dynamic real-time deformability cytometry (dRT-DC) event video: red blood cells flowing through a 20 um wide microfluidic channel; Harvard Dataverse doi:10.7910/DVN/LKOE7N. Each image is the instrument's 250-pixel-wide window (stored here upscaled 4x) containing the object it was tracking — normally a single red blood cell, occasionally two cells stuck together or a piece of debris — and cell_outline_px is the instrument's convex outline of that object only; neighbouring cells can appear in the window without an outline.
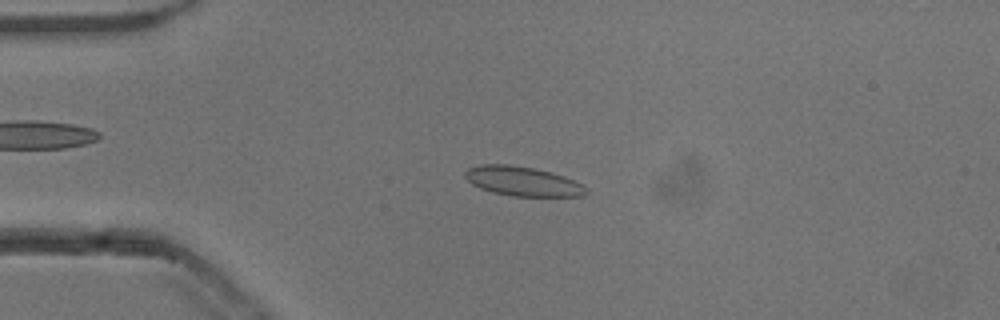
{"species": "common noctule bat (a hibernating species)", "species_latin": "Nyctalus noctula", "temperature_condition": "cold", "stored_images_in_passage": 53, "camera_frame_rate_fps": 3000, "um_per_image_px": 0.085, "animal": {"sex": "male", "body_mass_g": 13.3}, "frame": {"image": 1, "passage_image": 12, "time_ms": 3.667, "image_size_px": [1000, 320], "cell_outline_px": [[588, 192], [584, 196], [512, 196], [492, 192], [480, 188], [472, 184], [464, 176], [464, 172], [468, 168], [480, 164], [508, 164], [532, 168], [564, 176], [588, 188]], "centroid_in_image_um": [44.39, 15.41], "position_along_channel_um": 40.6, "area_um2": 20.63}}
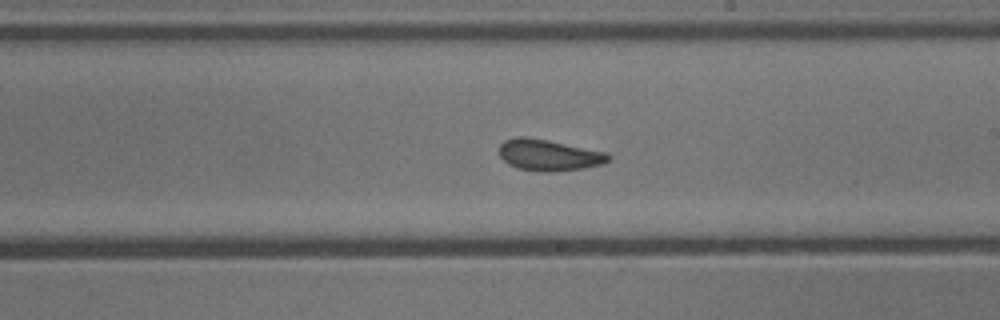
{"frame": {"image": 2, "passage_image": 30, "time_ms": 9.667, "image_size_px": [1000, 320], "cell_outline_px": [[612, 156], [604, 164], [584, 168], [552, 172], [540, 172], [516, 168], [508, 164], [500, 156], [500, 144], [504, 140], [516, 136], [524, 136], [548, 140], [608, 152]], "centroid_in_image_um": [46.66, 13.18], "position_along_channel_um": 242.3, "area_um2": 20.17}}
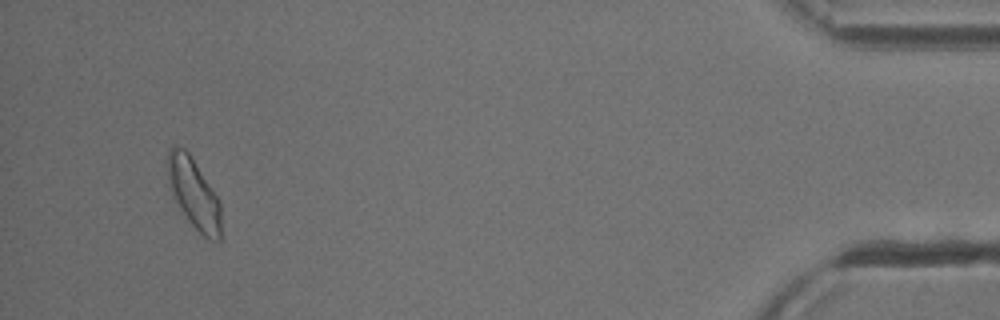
{"frame": {"image": 3, "passage_image": 50, "time_ms": 16.333, "image_size_px": [1000, 320], "cell_outline_px": [[220, 240], [208, 240], [188, 220], [172, 196], [168, 176], [168, 148], [172, 144], [176, 144], [184, 148], [192, 156], [220, 200]], "centroid_in_image_um": [16.47, 16.39], "position_along_channel_um": 418.7, "area_um2": 21.85}, "authors_computed_cell_mechanics": {"area_um2": 20.23, "velocity_mm_per_s": 3.8236, "shape_relaxation_time_tau1_ms": 5.3285, "shape_relaxation_time_tau2_ms": 1.4304, "deformation_change_tau1": 0.0897, "deformation_change_tau2": 0.0591}}